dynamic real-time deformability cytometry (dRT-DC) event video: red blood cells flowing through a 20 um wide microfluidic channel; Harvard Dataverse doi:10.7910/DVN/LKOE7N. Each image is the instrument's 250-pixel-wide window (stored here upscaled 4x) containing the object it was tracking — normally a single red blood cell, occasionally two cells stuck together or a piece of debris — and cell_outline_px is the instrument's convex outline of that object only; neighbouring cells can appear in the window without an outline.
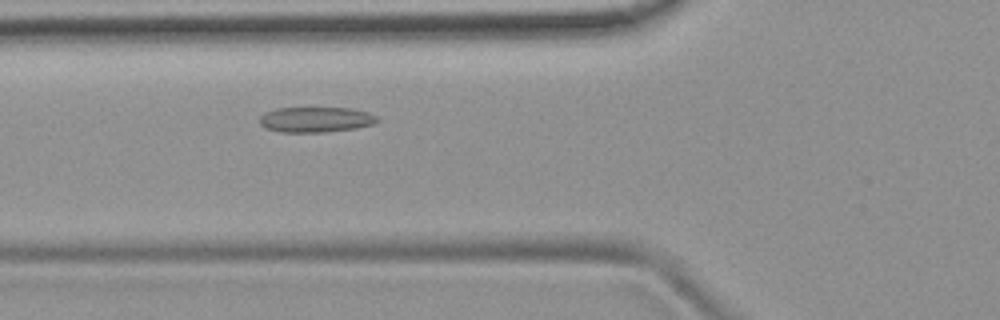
{"species": "common noctule bat (a hibernating species)", "species_latin": "Nyctalus noctula", "temperature_condition": "room temperature", "stored_images_in_passage": 47, "camera_frame_rate_fps": 3000, "um_per_image_px": 0.085, "animal": {"sex": "female", "body_mass_g": 19.9}, "frame": {"image": 1, "passage_image": 13, "time_ms": 4.0, "image_size_px": [1000, 320], "cell_outline_px": [[380, 120], [372, 124], [356, 128], [324, 132], [280, 132], [264, 128], [260, 124], [260, 116], [264, 112], [276, 108], [352, 108], [368, 112], [376, 116]], "centroid_in_image_um": [26.81, 10.16], "position_along_channel_um": 99.0, "area_um2": 17.46}}
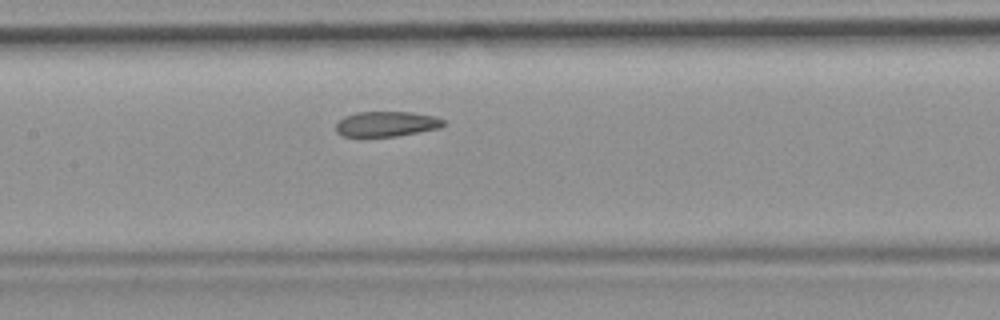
{"frame": {"image": 2, "passage_image": 19, "time_ms": 6.0, "image_size_px": [1000, 320], "cell_outline_px": [[444, 124], [440, 128], [396, 136], [344, 136], [336, 132], [336, 124], [344, 116], [356, 112], [412, 112], [436, 116], [444, 120]], "centroid_in_image_um": [32.86, 10.52], "position_along_channel_um": 174.5, "area_um2": 15.72}}
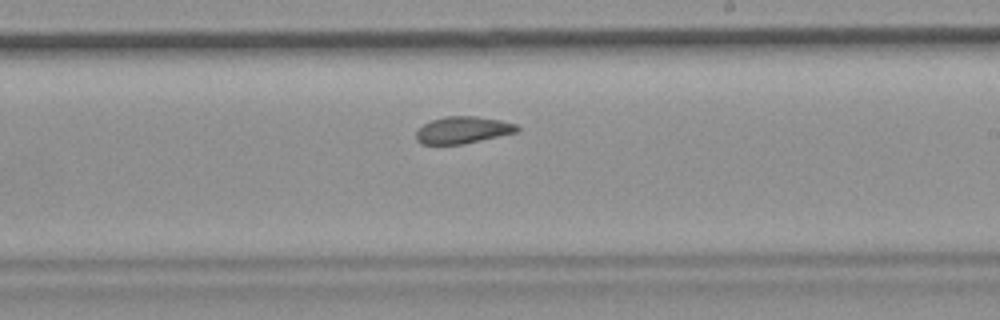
{"frame": {"image": 3, "passage_image": 25, "time_ms": 8.0, "image_size_px": [1000, 320], "cell_outline_px": [[520, 128], [516, 132], [464, 144], [420, 144], [416, 140], [416, 132], [424, 124], [432, 120], [444, 116], [476, 116], [500, 120], [516, 124]], "centroid_in_image_um": [39.33, 11.05], "position_along_channel_um": 249.7, "area_um2": 15.78}, "authors_computed_cell_mechanics": {"area_um2": 17.051, "velocity_mm_per_s": 3.7844, "shape_relaxation_time_tau1_ms": null, "shape_relaxation_time_tau2_ms": 1.9283, "deformation_change_tau1": null, "deformation_change_tau2": 0.0726}}